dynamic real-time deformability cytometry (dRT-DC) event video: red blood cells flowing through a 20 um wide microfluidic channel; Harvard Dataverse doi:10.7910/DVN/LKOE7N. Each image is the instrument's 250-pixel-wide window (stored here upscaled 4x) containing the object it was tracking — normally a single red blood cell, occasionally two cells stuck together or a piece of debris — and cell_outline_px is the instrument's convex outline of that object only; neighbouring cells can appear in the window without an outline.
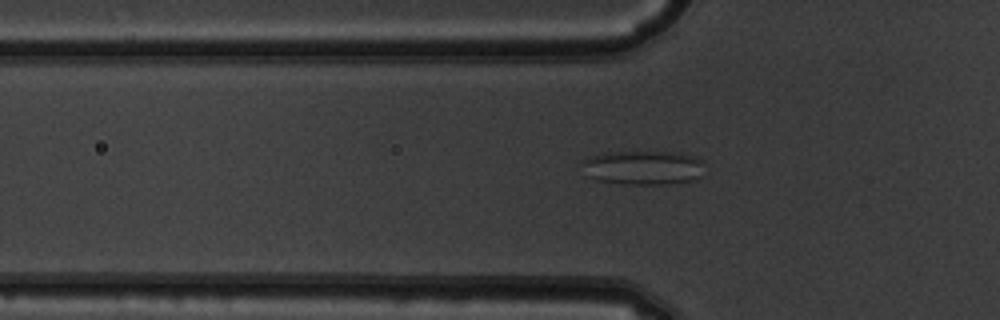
{"species": "common noctule bat (a hibernating species)", "species_latin": "Nyctalus noctula", "temperature_condition": "warm", "stored_images_in_passage": 40, "camera_frame_rate_fps": 3000, "um_per_image_px": 0.085, "animal": {"sex": "male", "body_mass_g": 19.5, "forearm_length_mm": 54.6}, "frame": {"image": 1, "passage_image": 6, "time_ms": 1.667, "image_size_px": [1000, 320], "cell_outline_px": [[704, 176], [692, 180], [664, 184], [624, 184], [596, 180], [588, 176], [580, 164], [580, 160], [592, 156], [608, 152], [684, 152], [696, 156], [704, 160]], "centroid_in_image_um": [54.72, 14.24], "position_along_channel_um": 71.1, "area_um2": 24.91}}
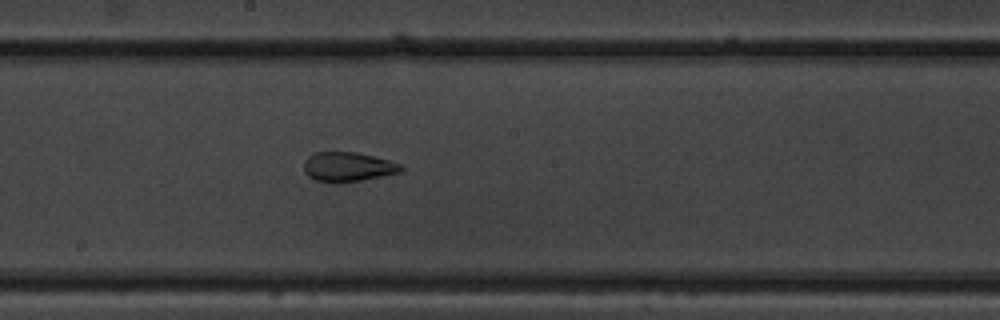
{"frame": {"image": 2, "passage_image": 17, "time_ms": 5.333, "image_size_px": [1000, 320], "cell_outline_px": [[404, 168], [400, 172], [360, 180], [316, 180], [308, 176], [304, 172], [304, 160], [308, 156], [316, 152], [356, 152], [388, 160], [400, 164]], "centroid_in_image_um": [29.55, 14.14], "position_along_channel_um": 218.6, "area_um2": 16.01}}
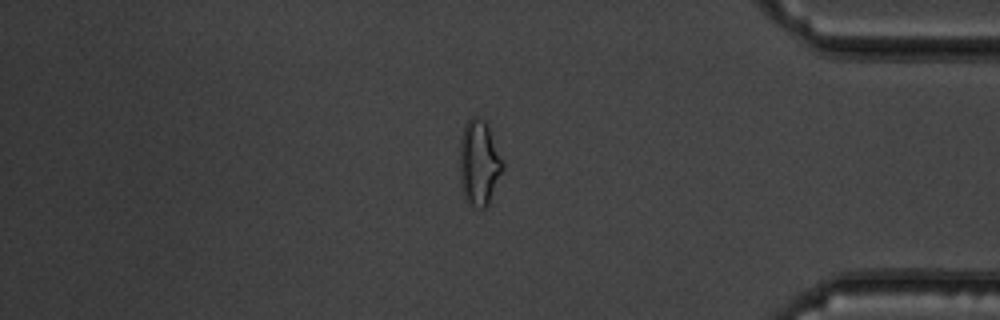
{"frame": {"image": 3, "passage_image": 32, "time_ms": 10.333, "image_size_px": [1000, 320], "cell_outline_px": [[504, 168], [488, 204], [484, 208], [476, 208], [464, 196], [460, 188], [460, 140], [464, 124], [472, 116], [476, 116], [484, 120], [488, 124], [504, 164]], "centroid_in_image_um": [40.72, 13.81], "position_along_channel_um": 394.5, "area_um2": 21.44}, "authors_computed_cell_mechanics": {"area_um2": 17.8602, "velocity_mm_per_s": 4.0166, "shape_relaxation_time_tau1_ms": 8.4052, "shape_relaxation_time_tau2_ms": 1.7091, "deformation_change_tau1": 0.2276, "deformation_change_tau2": 0.0778}}